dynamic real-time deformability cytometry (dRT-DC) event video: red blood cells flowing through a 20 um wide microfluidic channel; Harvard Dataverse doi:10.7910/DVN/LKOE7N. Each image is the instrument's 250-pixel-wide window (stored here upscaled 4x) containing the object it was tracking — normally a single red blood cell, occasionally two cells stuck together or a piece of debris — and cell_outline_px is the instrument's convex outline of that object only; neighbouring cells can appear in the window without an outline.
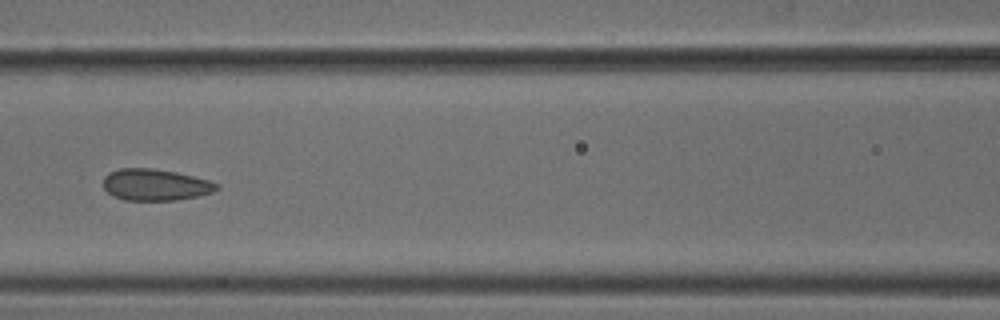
{"species": "common noctule bat (a hibernating species)", "species_latin": "Nyctalus noctula", "temperature_condition": "cold", "stored_images_in_passage": 7, "camera_frame_rate_fps": 3000, "um_per_image_px": 0.085, "animal": {"sex": "male", "body_mass_g": 18.8}, "frame": {"image": 1, "passage_image": 7, "time_ms": 2.0, "image_size_px": [1000, 320], "cell_outline_px": [[220, 188], [212, 192], [196, 196], [176, 200], [124, 200], [112, 196], [104, 188], [104, 176], [108, 172], [120, 168], [152, 168], [176, 172], [208, 180], [220, 184]], "centroid_in_image_um": [13.19, 15.7], "position_along_channel_um": 153.4, "area_um2": 20.87}}